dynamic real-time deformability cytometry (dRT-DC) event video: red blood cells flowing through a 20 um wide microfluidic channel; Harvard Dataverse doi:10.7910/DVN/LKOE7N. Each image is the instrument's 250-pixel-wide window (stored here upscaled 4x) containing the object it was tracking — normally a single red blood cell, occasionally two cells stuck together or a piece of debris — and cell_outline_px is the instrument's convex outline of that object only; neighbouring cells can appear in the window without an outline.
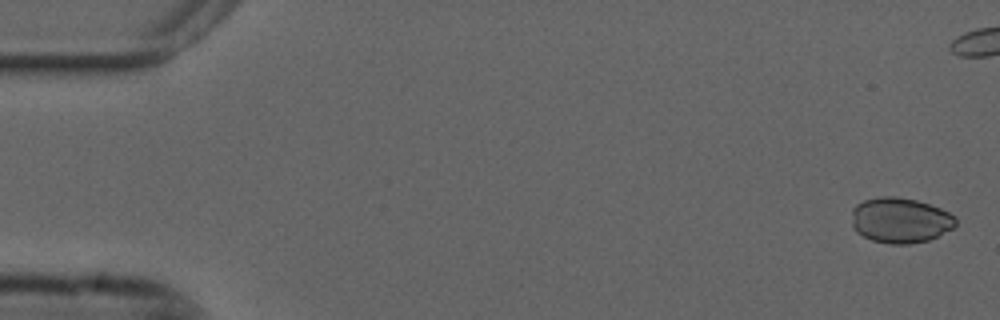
{"species": "common noctule bat (a hibernating species)", "species_latin": "Nyctalus noctula", "temperature_condition": "cold", "stored_images_in_passage": 45, "camera_frame_rate_fps": 3000, "um_per_image_px": 0.085, "animal": {"sex": "male", "forearm_length_mm": 52.5}, "frame": {"image": 1, "passage_image": 2, "time_ms": 0.333, "image_size_px": [1000, 320], "cell_outline_px": [[956, 224], [952, 228], [928, 240], [908, 244], [888, 244], [872, 240], [856, 232], [852, 224], [852, 208], [856, 204], [864, 200], [880, 196], [896, 196], [916, 200], [940, 208], [956, 216]], "centroid_in_image_um": [76.49, 18.71], "position_along_channel_um": 8.5, "area_um2": 27.51}}
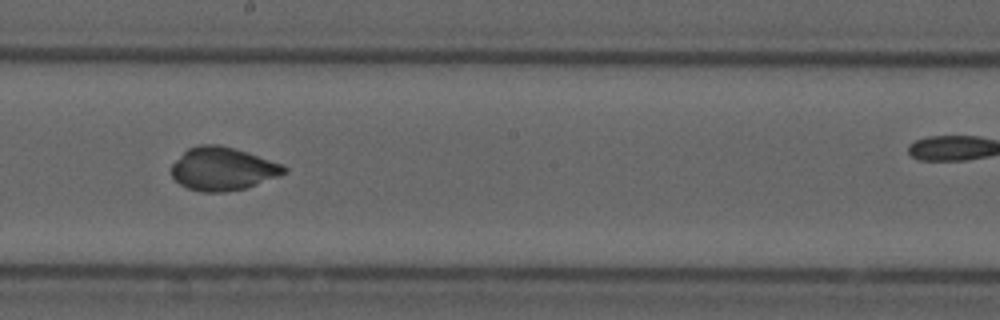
{"frame": {"image": 2, "passage_image": 31, "time_ms": 10.0, "image_size_px": [1000, 320], "cell_outline_px": [[288, 172], [280, 176], [244, 188], [224, 192], [200, 192], [188, 188], [180, 184], [172, 176], [172, 164], [188, 148], [200, 144], [220, 144], [284, 164], [288, 168]], "centroid_in_image_um": [18.95, 14.35], "position_along_channel_um": 229.2, "area_um2": 28.26}}
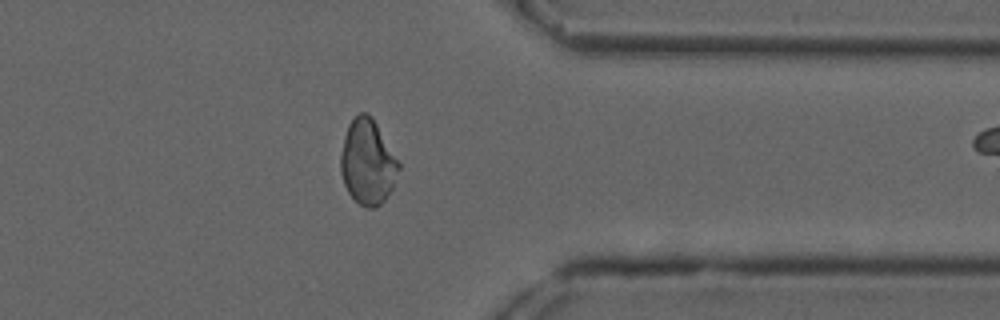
{"frame": {"image": 3, "passage_image": 44, "time_ms": 14.333, "image_size_px": [1000, 320], "cell_outline_px": [[400, 168], [392, 188], [384, 200], [376, 208], [364, 208], [348, 192], [344, 184], [340, 172], [340, 156], [344, 136], [348, 124], [360, 112], [364, 112], [372, 116], [400, 164]], "centroid_in_image_um": [31.23, 13.78], "position_along_channel_um": 380.2, "area_um2": 28.67}}